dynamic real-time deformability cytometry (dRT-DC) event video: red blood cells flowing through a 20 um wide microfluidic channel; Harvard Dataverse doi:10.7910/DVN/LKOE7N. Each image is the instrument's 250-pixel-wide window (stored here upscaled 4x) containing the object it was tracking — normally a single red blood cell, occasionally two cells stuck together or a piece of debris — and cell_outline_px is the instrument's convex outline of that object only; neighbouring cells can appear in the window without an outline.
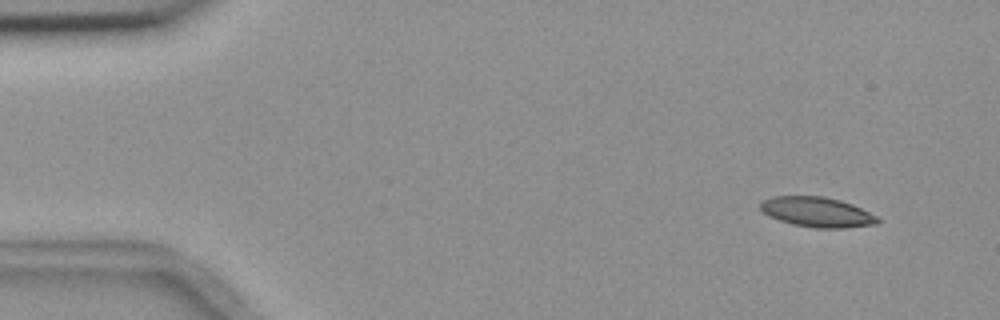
{"species": "common noctule bat (a hibernating species)", "species_latin": "Nyctalus noctula", "temperature_condition": "room temperature", "stored_images_in_passage": 4, "camera_frame_rate_fps": 3000, "um_per_image_px": 0.085, "animal": {"sex": "female", "body_mass_g": 18.4}, "frame": {"image": 1, "passage_image": 1, "time_ms": 0.0, "image_size_px": [1000, 320], "cell_outline_px": [[880, 220], [876, 224], [844, 228], [816, 228], [792, 224], [768, 216], [760, 208], [760, 204], [764, 200], [772, 196], [824, 196], [840, 200], [852, 204], [876, 216]], "centroid_in_image_um": [69.44, 18.02], "position_along_channel_um": 15.6, "area_um2": 20.35}}
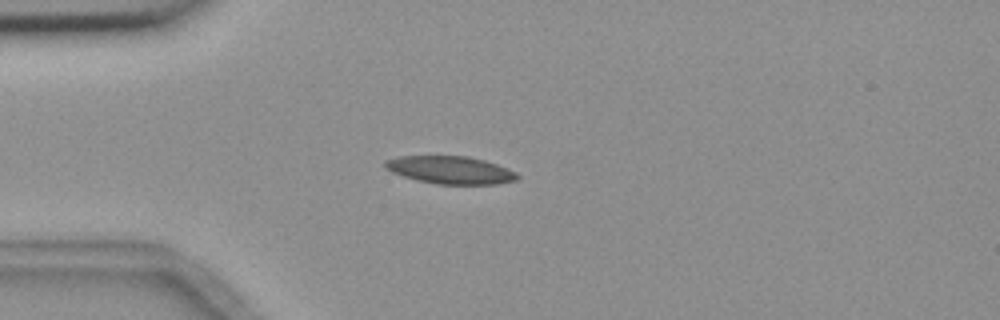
{"frame": {"image": 2, "passage_image": 4, "time_ms": 3.333, "image_size_px": [1000, 320], "cell_outline_px": [[520, 176], [516, 180], [496, 184], [436, 184], [416, 180], [392, 172], [384, 168], [384, 160], [400, 156], [468, 156], [484, 160], [508, 168], [516, 172]], "centroid_in_image_um": [38.27, 14.45], "position_along_channel_um": 46.7, "area_um2": 21.39}}